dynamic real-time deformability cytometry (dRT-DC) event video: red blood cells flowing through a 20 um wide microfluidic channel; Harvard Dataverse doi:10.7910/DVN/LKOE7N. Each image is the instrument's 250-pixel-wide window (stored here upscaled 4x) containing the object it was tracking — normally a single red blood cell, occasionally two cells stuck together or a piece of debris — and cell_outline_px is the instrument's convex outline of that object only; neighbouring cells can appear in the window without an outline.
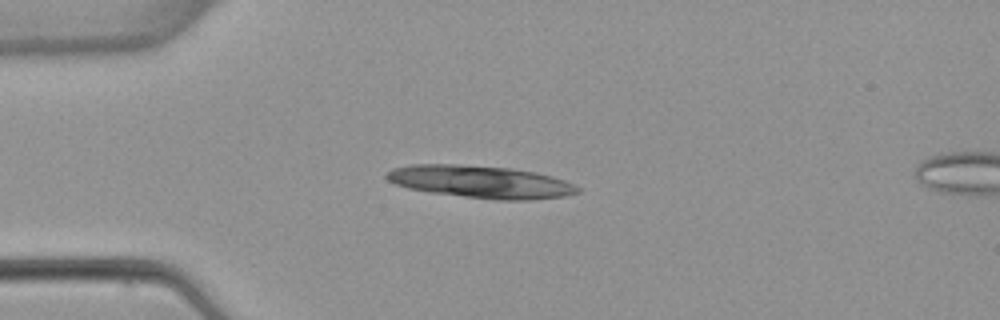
{"species": "common noctule bat (a hibernating species)", "species_latin": "Nyctalus noctula", "temperature_condition": "warm", "stored_images_in_passage": 4, "camera_frame_rate_fps": 3000, "um_per_image_px": 0.085, "animal": {"sex": "female", "body_mass_g": 22.7, "forearm_length_mm": 54.2}, "frame": {"image": 1, "passage_image": 3, "time_ms": 2.333, "image_size_px": [1000, 320], "cell_outline_px": [[580, 192], [564, 196], [528, 200], [496, 200], [432, 192], [408, 188], [396, 184], [388, 180], [384, 176], [392, 168], [412, 164], [456, 164], [512, 168], [552, 176], [564, 180], [580, 188]], "centroid_in_image_um": [40.85, 15.45], "position_along_channel_um": 44.2, "area_um2": 35.89}}